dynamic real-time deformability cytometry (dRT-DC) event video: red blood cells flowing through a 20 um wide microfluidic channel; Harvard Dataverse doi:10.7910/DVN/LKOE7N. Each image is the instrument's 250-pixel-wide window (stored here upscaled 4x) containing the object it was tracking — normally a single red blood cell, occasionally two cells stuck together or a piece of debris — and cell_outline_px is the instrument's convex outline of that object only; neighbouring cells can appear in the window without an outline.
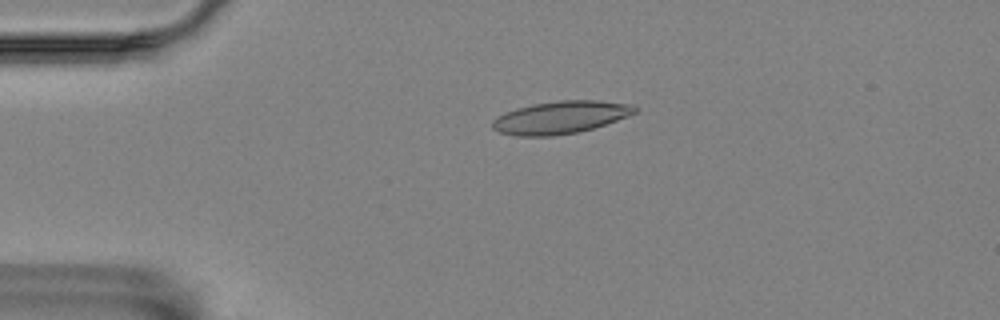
{"species": "Egyptian fruit bat (a non-hibernating species)", "species_latin": "Rousettus aegyptiacus", "temperature_condition": "room temperature", "stored_images_in_passage": 2, "camera_frame_rate_fps": 3000, "um_per_image_px": 0.085, "animal": {"sex": "female"}, "frame": {"image": 1, "passage_image": 1, "time_ms": 0.0, "image_size_px": [1000, 320], "cell_outline_px": [[636, 112], [628, 116], [592, 128], [576, 132], [552, 136], [512, 136], [500, 132], [492, 128], [492, 120], [496, 116], [504, 112], [516, 108], [536, 104], [560, 100], [596, 100], [628, 104], [636, 108]], "centroid_in_image_um": [47.57, 9.98], "position_along_channel_um": 37.4, "area_um2": 26.76}}